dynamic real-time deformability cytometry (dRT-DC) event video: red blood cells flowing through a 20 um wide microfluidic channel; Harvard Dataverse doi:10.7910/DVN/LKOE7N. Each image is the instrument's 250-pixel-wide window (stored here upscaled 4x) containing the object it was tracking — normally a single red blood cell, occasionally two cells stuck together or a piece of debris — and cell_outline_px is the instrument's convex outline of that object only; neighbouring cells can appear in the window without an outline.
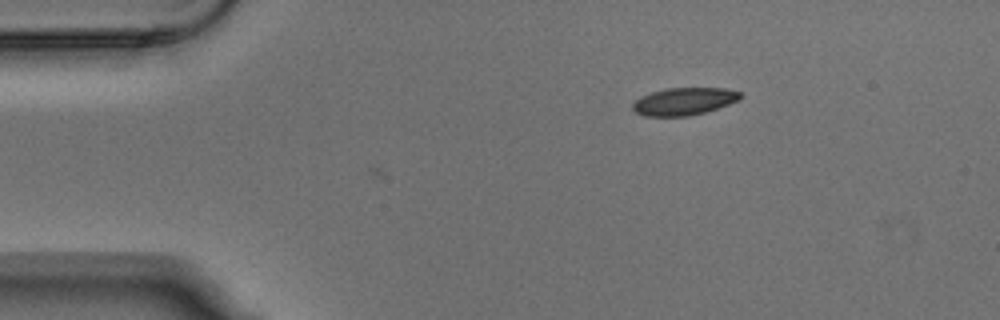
{"species": "Egyptian fruit bat (a non-hibernating species)", "species_latin": "Rousettus aegyptiacus", "temperature_condition": "warm", "stored_images_in_passage": 3, "camera_frame_rate_fps": 3000, "um_per_image_px": 0.085, "animal": {"sex": "male"}, "frame": {"image": 1, "passage_image": 3, "time_ms": 0.667, "image_size_px": [1000, 320], "cell_outline_px": [[740, 100], [704, 112], [688, 116], [644, 116], [636, 112], [632, 108], [632, 104], [640, 96], [652, 92], [668, 88], [724, 88], [740, 92]], "centroid_in_image_um": [58.11, 8.61], "position_along_channel_um": 26.9, "area_um2": 17.05}}